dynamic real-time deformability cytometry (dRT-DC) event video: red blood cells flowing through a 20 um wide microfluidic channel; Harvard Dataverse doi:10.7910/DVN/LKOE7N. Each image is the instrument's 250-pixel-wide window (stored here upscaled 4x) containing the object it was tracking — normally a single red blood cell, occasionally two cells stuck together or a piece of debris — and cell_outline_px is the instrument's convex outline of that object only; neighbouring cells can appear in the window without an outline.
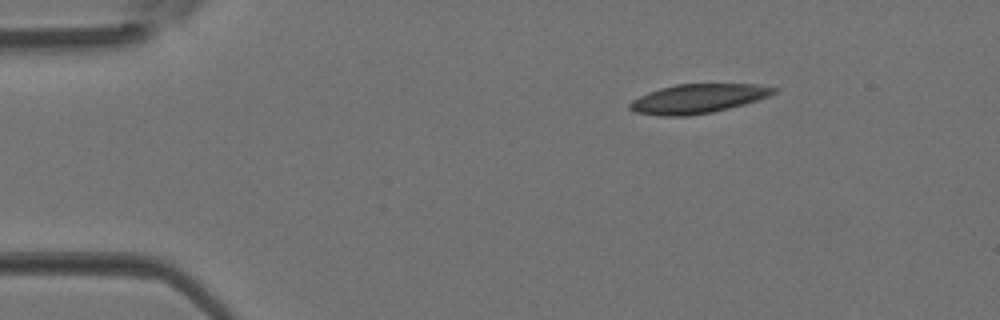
{"species": "Egyptian fruit bat (a non-hibernating species)", "species_latin": "Rousettus aegyptiacus", "temperature_condition": "room temperature", "stored_images_in_passage": 4, "camera_frame_rate_fps": 3000, "um_per_image_px": 0.085, "animal": {"sex": "female"}, "frame": {"image": 1, "passage_image": 1, "time_ms": 0.0, "image_size_px": [1000, 320], "cell_outline_px": [[780, 88], [776, 92], [768, 96], [744, 104], [712, 112], [688, 116], [660, 116], [636, 112], [628, 108], [628, 104], [632, 100], [648, 92], [660, 88], [676, 84], [756, 84]], "centroid_in_image_um": [59.31, 8.38], "position_along_channel_um": 25.7, "area_um2": 24.45}}
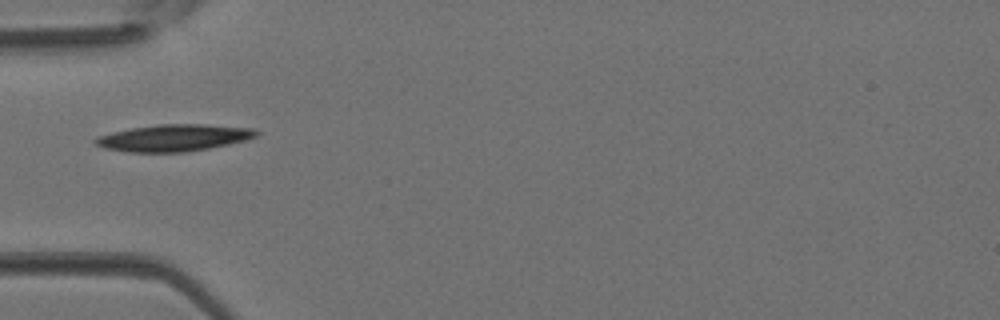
{"frame": {"image": 2, "passage_image": 3, "time_ms": 0.667, "image_size_px": [1000, 320], "cell_outline_px": [[260, 132], [256, 136], [244, 140], [228, 144], [208, 148], [184, 152], [128, 152], [104, 148], [96, 144], [92, 140], [96, 136], [112, 132], [132, 128], [156, 124], [204, 124], [252, 128]], "centroid_in_image_um": [14.73, 11.71], "position_along_channel_um": 70.3, "area_um2": 25.09}}
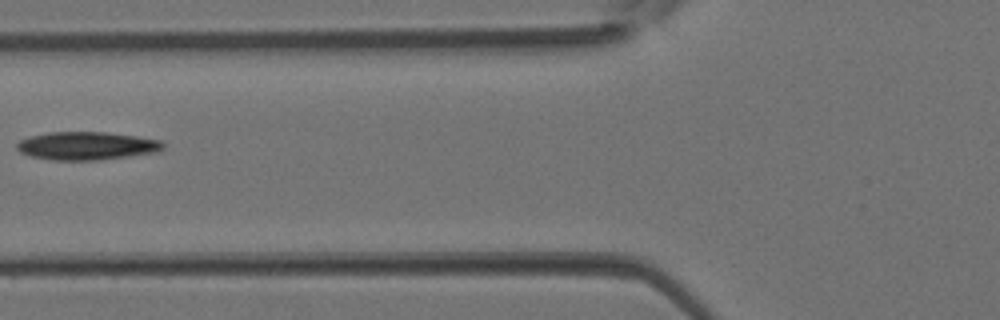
{"frame": {"image": 3, "passage_image": 4, "time_ms": 1.0, "image_size_px": [1000, 320], "cell_outline_px": [[164, 148], [160, 152], [100, 160], [52, 160], [32, 156], [20, 152], [16, 148], [16, 144], [20, 140], [28, 136], [48, 132], [104, 132], [136, 136], [164, 140]], "centroid_in_image_um": [7.41, 12.39], "position_along_channel_um": 118.4, "area_um2": 24.22}}